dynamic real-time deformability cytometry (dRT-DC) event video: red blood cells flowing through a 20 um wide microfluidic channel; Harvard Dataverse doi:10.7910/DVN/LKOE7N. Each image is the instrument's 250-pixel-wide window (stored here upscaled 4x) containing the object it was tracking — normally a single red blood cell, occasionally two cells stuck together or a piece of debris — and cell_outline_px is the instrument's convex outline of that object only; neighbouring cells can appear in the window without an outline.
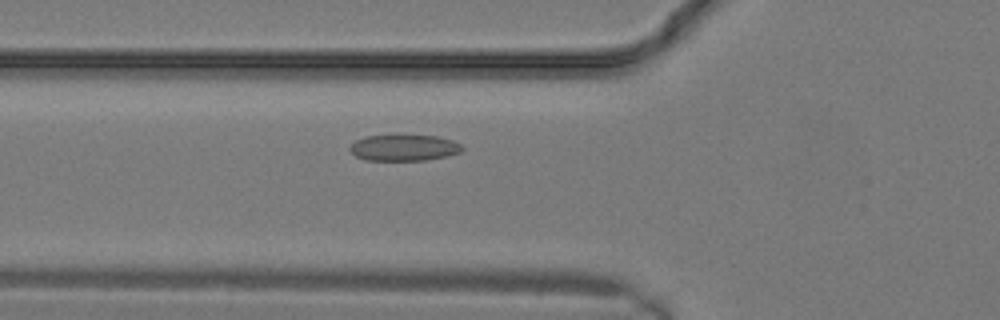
{"species": "common noctule bat (a hibernating species)", "species_latin": "Nyctalus noctula", "temperature_condition": "warm", "stored_images_in_passage": 9, "camera_frame_rate_fps": 3000, "um_per_image_px": 0.085, "animal": {"sex": "male", "body_mass_g": 19.2, "forearm_length_mm": 51.8}, "frame": {"image": 1, "passage_image": 4, "time_ms": 1.0, "image_size_px": [1000, 320], "cell_outline_px": [[464, 148], [460, 152], [448, 156], [424, 160], [364, 160], [356, 156], [348, 148], [356, 140], [368, 136], [436, 136], [452, 140], [460, 144]], "centroid_in_image_um": [34.35, 12.57], "position_along_channel_um": 91.5, "area_um2": 16.88}}
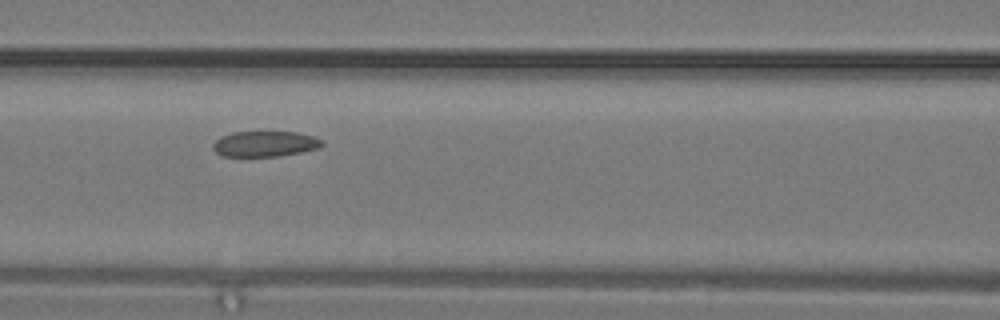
{"frame": {"image": 2, "passage_image": 6, "time_ms": 1.667, "image_size_px": [1000, 320], "cell_outline_px": [[324, 144], [320, 148], [280, 156], [220, 156], [212, 148], [212, 144], [220, 136], [232, 132], [296, 132], [316, 136], [324, 140]], "centroid_in_image_um": [22.54, 12.22], "position_along_channel_um": 144.1, "area_um2": 16.47}}
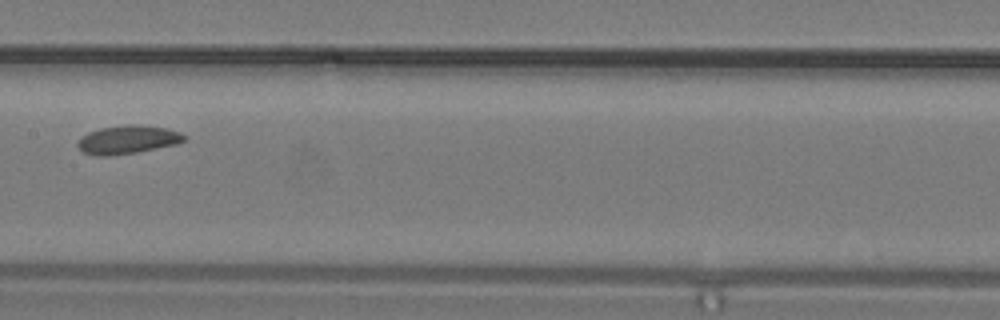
{"frame": {"image": 3, "passage_image": 8, "time_ms": 2.333, "image_size_px": [1000, 320], "cell_outline_px": [[184, 140], [176, 144], [136, 152], [108, 156], [96, 156], [84, 152], [76, 144], [88, 132], [100, 128], [128, 124], [132, 124], [164, 128], [180, 132], [184, 136]], "centroid_in_image_um": [10.83, 11.87], "position_along_channel_um": 196.6, "area_um2": 17.22}}